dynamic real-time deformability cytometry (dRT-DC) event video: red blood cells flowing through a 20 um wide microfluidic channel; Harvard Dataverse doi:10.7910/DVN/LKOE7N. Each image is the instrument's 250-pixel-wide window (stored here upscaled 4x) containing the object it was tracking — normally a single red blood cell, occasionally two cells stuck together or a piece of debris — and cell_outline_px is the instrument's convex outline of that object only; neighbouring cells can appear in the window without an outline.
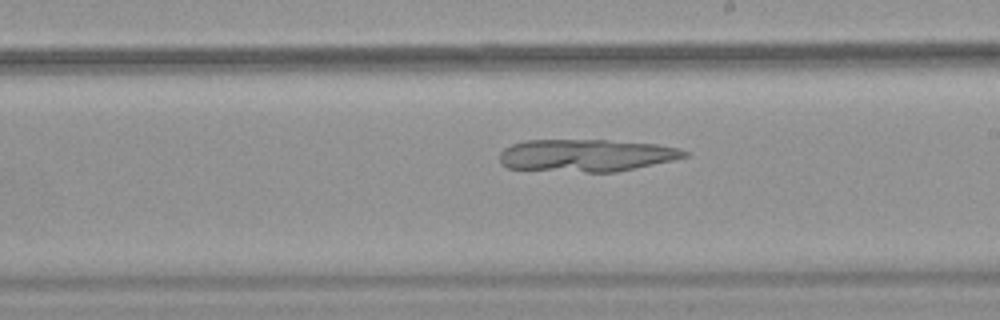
{"species": "common noctule bat (a hibernating species)", "species_latin": "Nyctalus noctula", "temperature_condition": "warm", "stored_images_in_passage": 51, "camera_frame_rate_fps": 3000, "um_per_image_px": 0.085, "animal": {"sex": "female", "body_mass_g": 18.4}, "frame": {"image": 1, "passage_image": 30, "time_ms": 9.667, "image_size_px": [1000, 320], "cell_outline_px": [[692, 152], [688, 156], [672, 160], [616, 172], [584, 172], [508, 168], [500, 164], [500, 152], [504, 148], [512, 144], [524, 140], [608, 140], [656, 144], [680, 148]], "centroid_in_image_um": [49.84, 13.2], "position_along_channel_um": 239.2, "area_um2": 34.97}}